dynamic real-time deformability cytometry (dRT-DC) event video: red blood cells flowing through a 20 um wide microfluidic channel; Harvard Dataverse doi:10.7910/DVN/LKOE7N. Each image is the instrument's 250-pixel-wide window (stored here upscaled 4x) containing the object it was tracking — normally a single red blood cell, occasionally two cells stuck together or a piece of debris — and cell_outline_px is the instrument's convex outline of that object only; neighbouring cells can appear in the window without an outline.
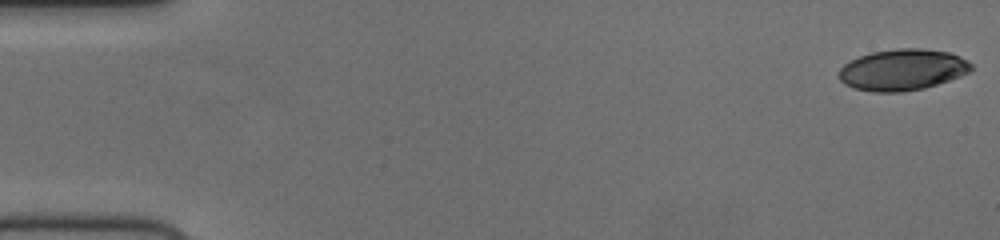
{"species": "human", "species_latin": "Homo sapiens", "temperature_condition": "cold", "stored_images_in_passage": 56, "camera_frame_rate_fps": 3000, "um_per_image_px": 0.085, "donor": {"sex": "female"}, "frame": {"image": 1, "passage_image": 1, "time_ms": 0.0, "image_size_px": [1000, 240], "cell_outline_px": [[972, 72], [924, 88], [904, 92], [872, 92], [852, 88], [844, 84], [836, 76], [840, 68], [844, 64], [860, 56], [872, 52], [900, 48], [920, 48], [948, 52], [972, 64]], "centroid_in_image_um": [76.66, 5.95], "position_along_channel_um": 8.3, "area_um2": 31.79}}
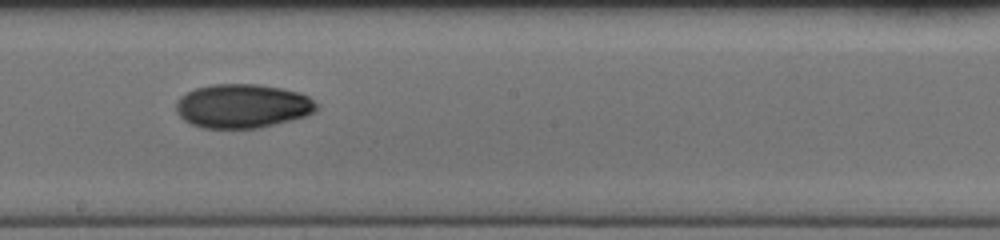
{"frame": {"image": 2, "passage_image": 32, "time_ms": 10.333, "image_size_px": [1000, 240], "cell_outline_px": [[320, 104], [316, 112], [304, 116], [260, 128], [200, 128], [184, 120], [176, 112], [176, 100], [180, 96], [196, 88], [212, 84], [256, 84], [280, 88], [300, 92], [308, 96]], "centroid_in_image_um": [20.62, 9.01], "position_along_channel_um": 227.6, "area_um2": 36.18}}
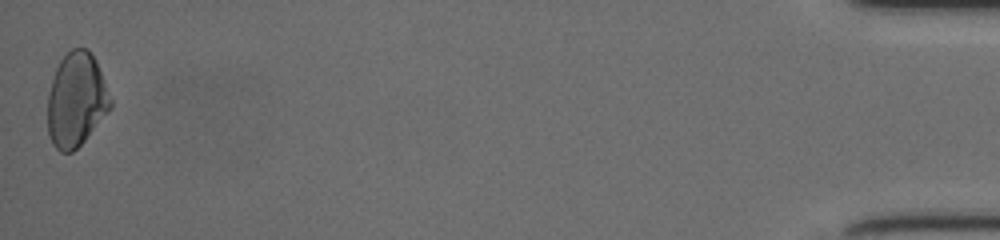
{"frame": {"image": 3, "passage_image": 56, "time_ms": 18.333, "image_size_px": [1000, 240], "cell_outline_px": [[112, 108], [84, 140], [72, 152], [60, 152], [52, 144], [48, 132], [48, 92], [56, 68], [60, 60], [72, 48], [88, 48], [100, 72], [112, 100]], "centroid_in_image_um": [6.47, 8.5], "position_along_channel_um": 428.7, "area_um2": 34.1}, "authors_computed_cell_mechanics": {"area_um2": 34.1598, "velocity_mm_per_s": 3.7258, "shape_relaxation_time_tau1_ms": 4.8648, "shape_relaxation_time_tau2_ms": 4.2679, "deformation_change_tau1": 0.1436, "deformation_change_tau2": 0.0707}}